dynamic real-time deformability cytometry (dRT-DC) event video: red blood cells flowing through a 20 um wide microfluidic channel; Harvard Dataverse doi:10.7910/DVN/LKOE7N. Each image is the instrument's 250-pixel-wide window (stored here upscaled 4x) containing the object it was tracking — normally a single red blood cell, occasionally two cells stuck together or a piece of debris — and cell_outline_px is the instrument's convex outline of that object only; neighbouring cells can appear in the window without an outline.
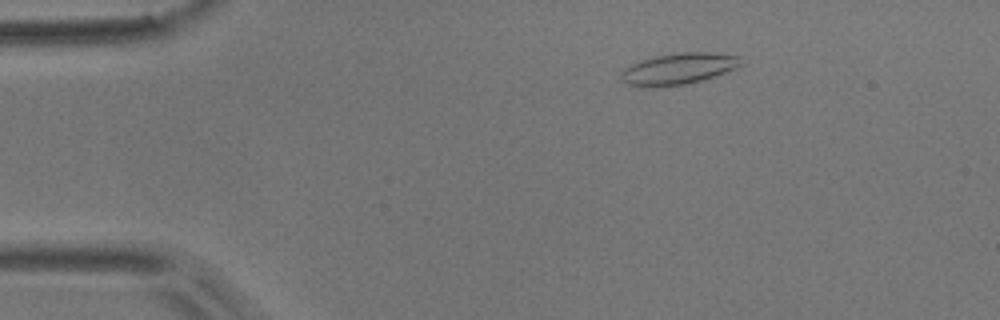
{"species": "common noctule bat (a hibernating species)", "species_latin": "Nyctalus noctula", "temperature_condition": "room temperature", "stored_images_in_passage": 3, "camera_frame_rate_fps": 3000, "um_per_image_px": 0.085, "animal": {"sex": "male", "body_mass_g": 17.9}, "frame": {"image": 1, "passage_image": 1, "time_ms": 0.0, "image_size_px": [1000, 320], "cell_outline_px": [[744, 64], [724, 72], [700, 80], [684, 84], [628, 84], [620, 76], [620, 72], [624, 68], [640, 60], [656, 56], [680, 52], [716, 52], [740, 56]], "centroid_in_image_um": [57.75, 5.77], "position_along_channel_um": 27.3, "area_um2": 20.98}}